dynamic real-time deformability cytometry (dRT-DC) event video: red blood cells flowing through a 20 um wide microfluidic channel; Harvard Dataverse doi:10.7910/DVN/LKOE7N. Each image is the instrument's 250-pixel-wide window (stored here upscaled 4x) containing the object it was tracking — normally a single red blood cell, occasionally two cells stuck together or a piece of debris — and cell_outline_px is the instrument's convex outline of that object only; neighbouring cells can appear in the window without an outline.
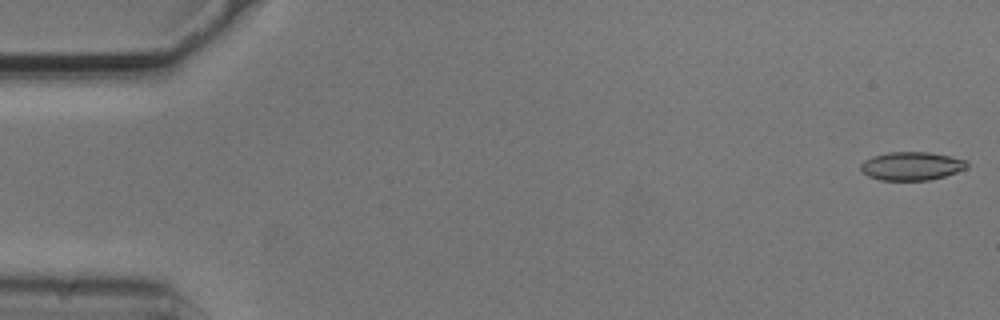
{"species": "common noctule bat (a hibernating species)", "species_latin": "Nyctalus noctula", "temperature_condition": "cold", "stored_images_in_passage": 6, "camera_frame_rate_fps": 3000, "um_per_image_px": 0.085, "animal": {"sex": "male", "body_mass_g": 20.5, "forearm_length_mm": 52.5}, "frame": {"image": 1, "passage_image": 1, "time_ms": 0.0, "image_size_px": [1000, 320], "cell_outline_px": [[968, 168], [944, 176], [928, 180], [880, 180], [868, 176], [860, 168], [860, 164], [864, 160], [872, 156], [888, 152], [928, 152], [968, 160]], "centroid_in_image_um": [77.48, 14.11], "position_along_channel_um": 7.5, "area_um2": 17.57}}
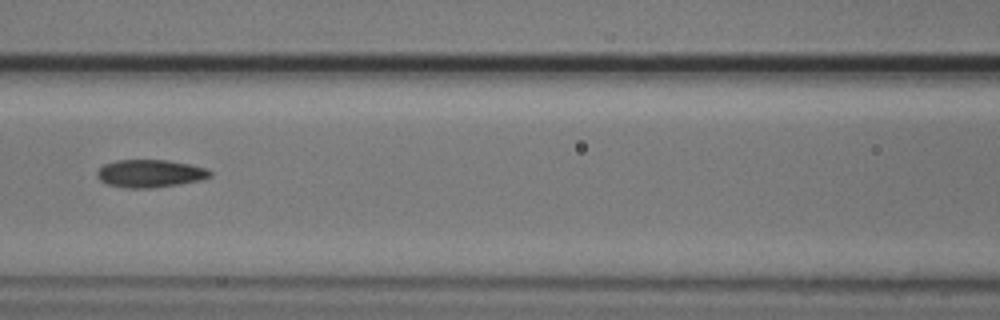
{"frame": {"image": 2, "passage_image": 6, "time_ms": 1.667, "image_size_px": [1000, 320], "cell_outline_px": [[212, 176], [200, 180], [180, 184], [152, 188], [128, 188], [108, 184], [100, 180], [96, 176], [96, 172], [104, 164], [116, 160], [168, 160], [208, 168], [212, 172]], "centroid_in_image_um": [12.77, 14.74], "position_along_channel_um": 153.8, "area_um2": 18.32}}